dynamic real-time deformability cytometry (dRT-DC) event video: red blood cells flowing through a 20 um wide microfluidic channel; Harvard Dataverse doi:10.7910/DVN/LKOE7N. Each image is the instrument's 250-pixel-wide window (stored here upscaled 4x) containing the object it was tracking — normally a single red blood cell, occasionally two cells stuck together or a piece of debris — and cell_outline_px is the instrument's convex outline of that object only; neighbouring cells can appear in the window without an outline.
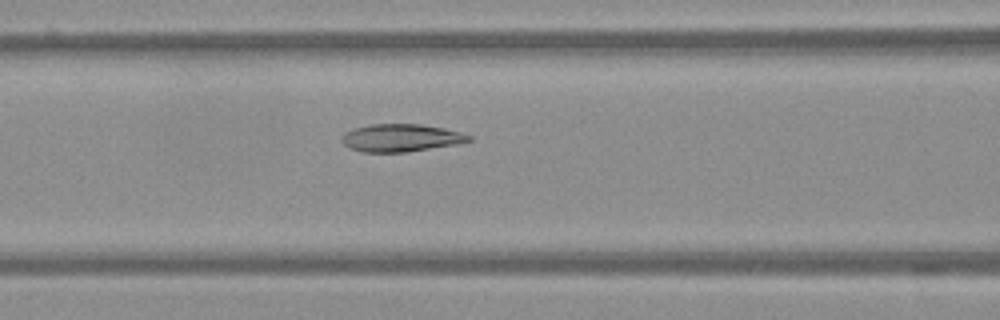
{"species": "Egyptian fruit bat (a non-hibernating species)", "species_latin": "Rousettus aegyptiacus", "temperature_condition": "warm", "stored_images_in_passage": 48, "camera_frame_rate_fps": 3000, "um_per_image_px": 0.085, "frame": {"image": 1, "passage_image": 16, "time_ms": 5.0, "image_size_px": [1000, 320], "cell_outline_px": [[472, 140], [456, 144], [404, 152], [364, 152], [348, 148], [340, 140], [340, 136], [344, 132], [356, 128], [372, 124], [420, 124], [444, 128], [460, 132], [472, 136]], "centroid_in_image_um": [34.04, 11.71], "position_along_channel_um": 132.6, "area_um2": 20.4}}
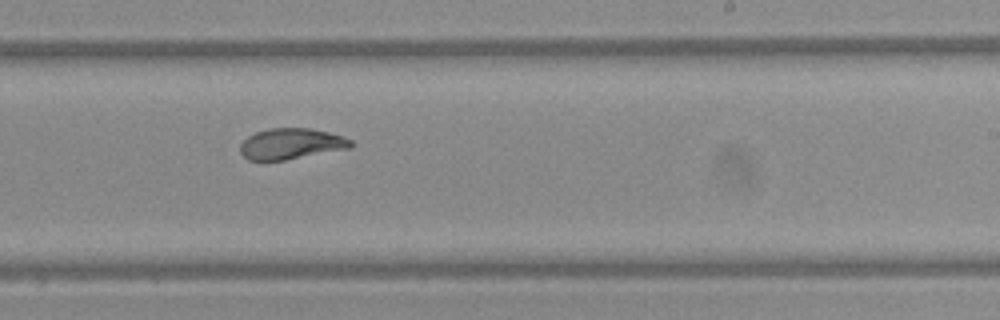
{"frame": {"image": 2, "passage_image": 27, "time_ms": 8.667, "image_size_px": [1000, 320], "cell_outline_px": [[352, 148], [284, 160], [248, 160], [240, 152], [240, 144], [248, 136], [256, 132], [268, 128], [308, 128], [328, 132], [344, 136], [352, 140]], "centroid_in_image_um": [24.76, 12.22], "position_along_channel_um": 264.2, "area_um2": 19.94}}
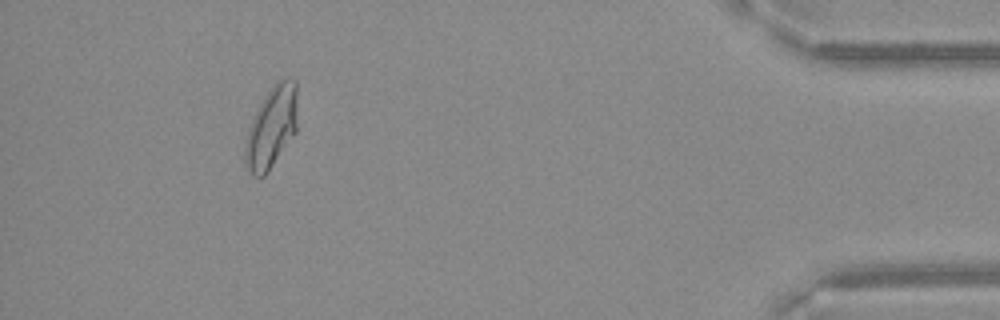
{"frame": {"image": 3, "passage_image": 44, "time_ms": 14.333, "image_size_px": [1000, 320], "cell_outline_px": [[296, 132], [268, 172], [264, 176], [252, 176], [244, 168], [244, 144], [248, 128], [264, 96], [276, 80], [284, 76], [296, 80]], "centroid_in_image_um": [23.05, 10.83], "position_along_channel_um": 412.1, "area_um2": 25.2}}